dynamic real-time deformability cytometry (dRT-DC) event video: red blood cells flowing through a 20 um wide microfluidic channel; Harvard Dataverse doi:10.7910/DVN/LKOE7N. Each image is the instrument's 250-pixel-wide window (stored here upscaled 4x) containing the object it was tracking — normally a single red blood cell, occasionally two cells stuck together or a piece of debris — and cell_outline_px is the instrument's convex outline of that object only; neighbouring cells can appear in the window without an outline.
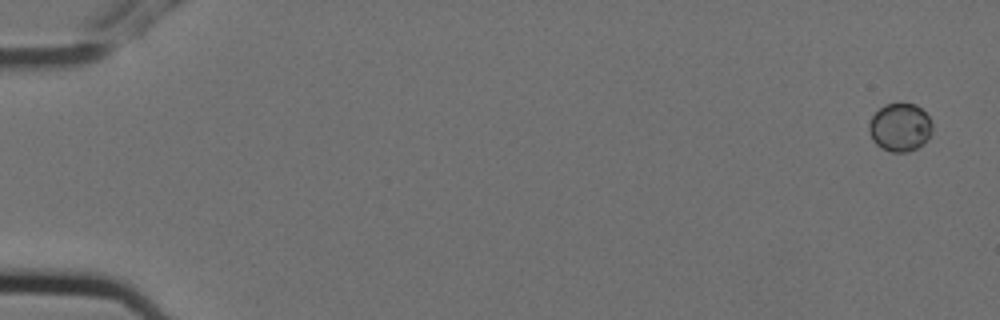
{"species": "Egyptian fruit bat (a non-hibernating species)", "species_latin": "Rousettus aegyptiacus", "temperature_condition": "cold", "stored_images_in_passage": 8, "camera_frame_rate_fps": 3000, "um_per_image_px": 0.085, "animal": {"sex": "female"}, "frame": {"image": 1, "passage_image": 1, "time_ms": 0.0, "image_size_px": [1000, 320], "cell_outline_px": [[932, 128], [924, 144], [908, 152], [892, 152], [880, 148], [872, 140], [868, 128], [868, 124], [872, 116], [884, 104], [916, 104], [928, 116], [932, 124]], "centroid_in_image_um": [76.47, 10.84], "position_along_channel_um": 8.5, "area_um2": 17.69}}
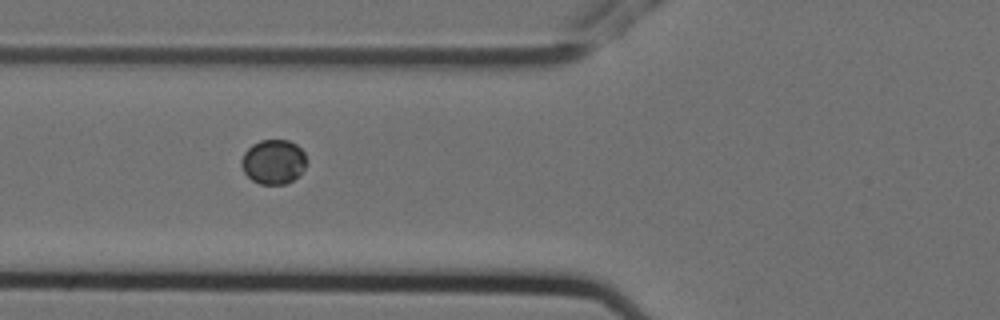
{"frame": {"image": 2, "passage_image": 7, "time_ms": 2.0, "image_size_px": [1000, 320], "cell_outline_px": [[308, 160], [304, 168], [292, 180], [284, 184], [260, 184], [252, 180], [244, 172], [240, 164], [240, 160], [244, 152], [252, 144], [260, 140], [288, 140], [296, 144], [304, 152]], "centroid_in_image_um": [23.23, 13.74], "position_along_channel_um": 102.6, "area_um2": 16.94}}
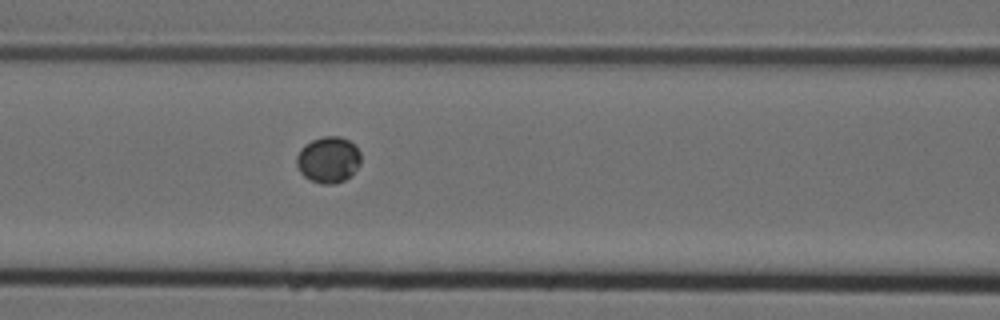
{"frame": {"image": 3, "passage_image": 8, "time_ms": 2.333, "image_size_px": [1000, 320], "cell_outline_px": [[360, 164], [344, 180], [336, 184], [320, 184], [304, 176], [300, 172], [296, 164], [296, 156], [300, 148], [304, 144], [312, 140], [324, 136], [340, 136], [348, 140], [360, 152]], "centroid_in_image_um": [27.87, 13.57], "position_along_channel_um": 138.7, "area_um2": 17.22}}